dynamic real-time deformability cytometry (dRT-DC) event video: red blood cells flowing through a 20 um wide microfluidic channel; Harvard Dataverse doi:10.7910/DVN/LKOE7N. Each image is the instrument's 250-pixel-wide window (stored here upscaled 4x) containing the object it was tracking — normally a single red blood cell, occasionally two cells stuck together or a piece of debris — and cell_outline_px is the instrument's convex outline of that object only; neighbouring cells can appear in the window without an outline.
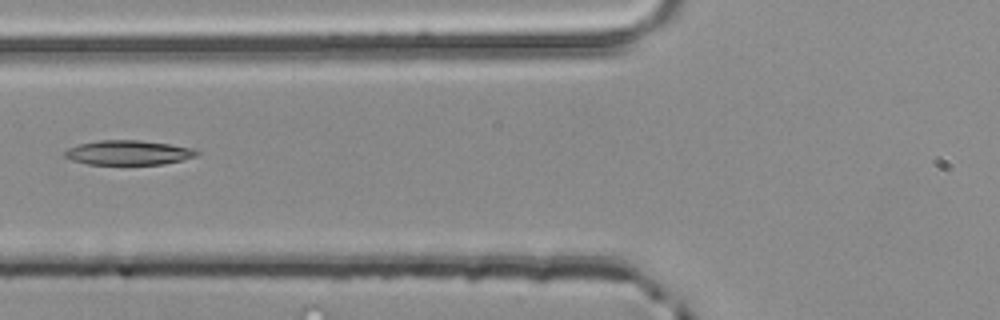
{"species": "common noctule bat (a hibernating species)", "species_latin": "Nyctalus noctula", "temperature_condition": "room temperature", "stored_images_in_passage": 2, "camera_frame_rate_fps": 3000, "um_per_image_px": 0.085, "animal": {"sex": "male", "body_mass_g": 20.4}, "frame": {"image": 1, "passage_image": 2, "time_ms": 0.333, "image_size_px": [1000, 320], "cell_outline_px": [[200, 152], [196, 156], [164, 164], [88, 164], [72, 160], [64, 156], [64, 152], [68, 148], [80, 144], [100, 140], [140, 140], [168, 144], [192, 148]], "centroid_in_image_um": [10.9, 12.97], "position_along_channel_um": 114.9, "area_um2": 18.67}}